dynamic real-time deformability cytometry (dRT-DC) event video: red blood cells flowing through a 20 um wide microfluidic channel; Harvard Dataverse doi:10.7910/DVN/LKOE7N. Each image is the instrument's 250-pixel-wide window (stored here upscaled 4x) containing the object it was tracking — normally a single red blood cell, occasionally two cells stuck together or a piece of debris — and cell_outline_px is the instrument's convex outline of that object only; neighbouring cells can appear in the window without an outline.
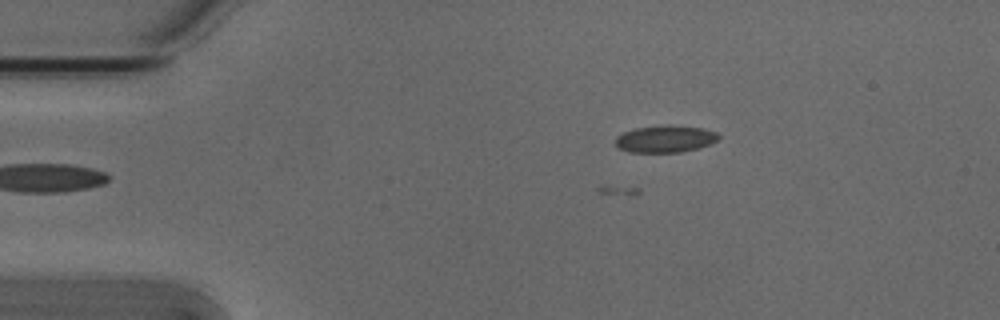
{"species": "Egyptian fruit bat (a non-hibernating species)", "species_latin": "Rousettus aegyptiacus", "temperature_condition": "cold", "stored_images_in_passage": 3, "camera_frame_rate_fps": 3000, "um_per_image_px": 0.085, "animal": {"sex": "male"}, "frame": {"image": 1, "passage_image": 1, "time_ms": 0.0, "image_size_px": [1000, 320], "cell_outline_px": [[720, 136], [716, 140], [708, 144], [696, 148], [680, 152], [628, 152], [620, 148], [616, 144], [616, 136], [624, 132], [636, 128], [668, 124], [700, 128], [716, 132]], "centroid_in_image_um": [56.51, 11.8], "position_along_channel_um": 28.5, "area_um2": 16.01}}